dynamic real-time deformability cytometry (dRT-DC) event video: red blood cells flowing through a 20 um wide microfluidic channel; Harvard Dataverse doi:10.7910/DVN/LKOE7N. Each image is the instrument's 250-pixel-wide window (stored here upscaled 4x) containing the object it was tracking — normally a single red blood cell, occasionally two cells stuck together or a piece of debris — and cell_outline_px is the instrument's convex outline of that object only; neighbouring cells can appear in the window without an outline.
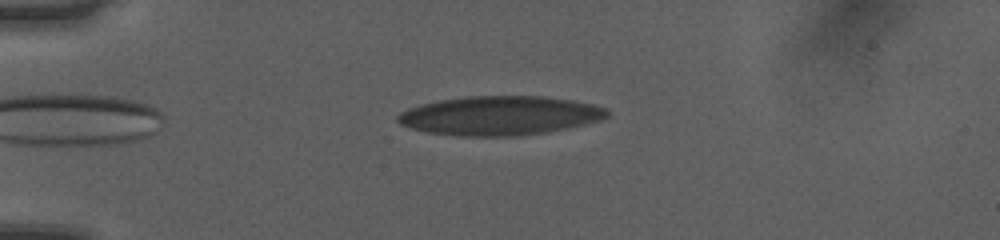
{"species": "human", "species_latin": "Homo sapiens", "temperature_condition": "room temperature", "stored_images_in_passage": 44, "camera_frame_rate_fps": 3000, "um_per_image_px": 0.085, "donor": {"sex": "female"}, "frame": {"image": 1, "passage_image": 4, "time_ms": 1.0, "image_size_px": [1000, 240], "cell_outline_px": [[608, 116], [600, 120], [568, 128], [548, 132], [520, 136], [456, 136], [428, 132], [412, 128], [400, 124], [396, 120], [396, 116], [400, 112], [408, 108], [420, 104], [440, 100], [468, 96], [544, 96], [572, 100], [592, 104], [604, 108], [608, 112]], "centroid_in_image_um": [42.46, 9.83], "position_along_channel_um": 42.5, "area_um2": 47.8}}
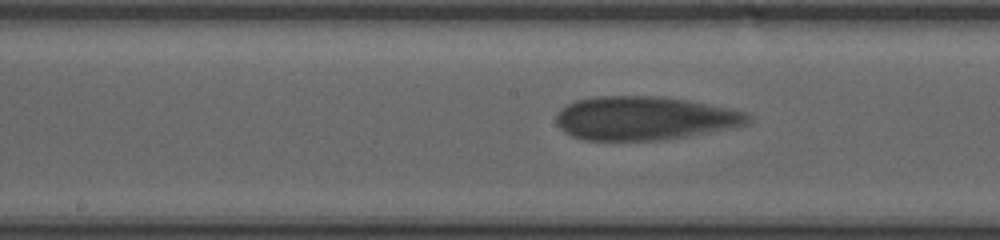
{"frame": {"image": 2, "passage_image": 19, "time_ms": 6.0, "image_size_px": [1000, 240], "cell_outline_px": [[752, 120], [748, 124], [736, 128], [660, 140], [584, 140], [572, 136], [564, 132], [556, 124], [556, 116], [560, 108], [576, 100], [596, 96], [660, 96], [732, 108], [744, 112], [752, 116]], "centroid_in_image_um": [54.8, 10.05], "position_along_channel_um": 193.4, "area_um2": 49.01}}
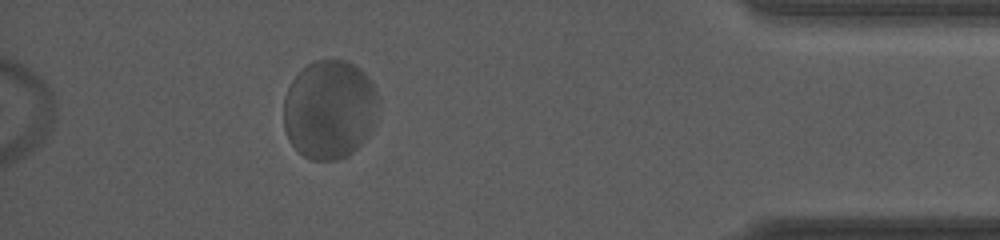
{"frame": {"image": 3, "passage_image": 39, "time_ms": 12.667, "image_size_px": [1000, 240], "cell_outline_px": [[380, 96], [376, 124], [372, 132], [352, 152], [336, 160], [312, 160], [304, 156], [292, 144], [284, 128], [284, 96], [292, 80], [308, 64], [316, 60], [348, 60], [360, 68], [372, 80]], "centroid_in_image_um": [28.06, 9.29], "position_along_channel_um": 407.1, "area_um2": 55.26}, "authors_computed_cell_mechanics": {"area_um2": 48.6676, "velocity_mm_per_s": 3.7985, "shape_relaxation_time_tau1_ms": 3.8032, "shape_relaxation_time_tau2_ms": null, "deformation_change_tau1": 0.1059, "deformation_change_tau2": null}}